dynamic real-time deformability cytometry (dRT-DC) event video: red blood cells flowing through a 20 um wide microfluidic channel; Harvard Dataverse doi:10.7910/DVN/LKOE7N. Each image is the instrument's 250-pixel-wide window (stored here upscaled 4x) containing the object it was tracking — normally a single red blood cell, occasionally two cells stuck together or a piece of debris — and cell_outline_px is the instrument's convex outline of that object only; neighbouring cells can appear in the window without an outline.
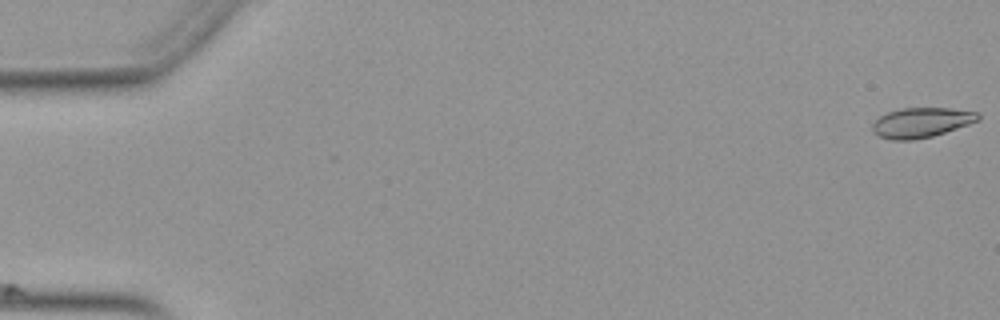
{"species": "Egyptian fruit bat (a non-hibernating species)", "species_latin": "Rousettus aegyptiacus", "temperature_condition": "warm", "stored_images_in_passage": 34, "camera_frame_rate_fps": 3000, "um_per_image_px": 0.085, "animal": {"sex": "female"}, "frame": {"image": 1, "passage_image": 1, "time_ms": 0.0, "image_size_px": [1000, 320], "cell_outline_px": [[980, 120], [932, 136], [912, 140], [892, 140], [880, 136], [872, 132], [872, 124], [880, 116], [888, 112], [900, 108], [948, 108], [976, 112], [980, 116]], "centroid_in_image_um": [78.28, 10.41], "position_along_channel_um": 6.7, "area_um2": 18.21}}
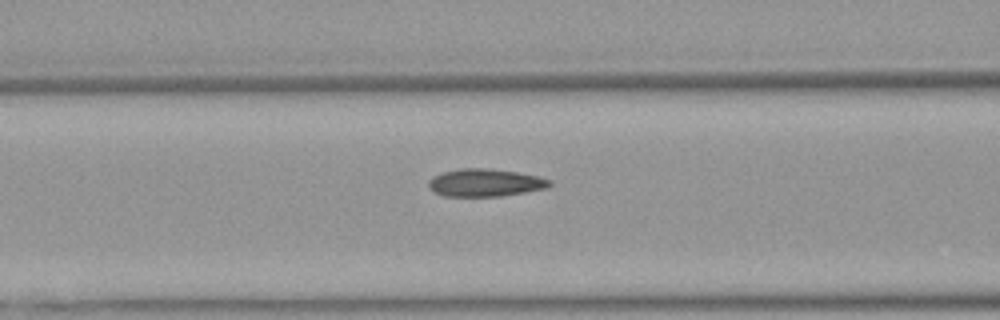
{"frame": {"image": 2, "passage_image": 22, "time_ms": 7.0, "image_size_px": [1000, 320], "cell_outline_px": [[552, 184], [548, 188], [500, 196], [444, 196], [428, 188], [428, 180], [432, 176], [444, 172], [464, 168], [488, 168], [516, 172], [536, 176], [552, 180]], "centroid_in_image_um": [41.23, 15.53], "position_along_channel_um": 125.4, "area_um2": 19.42}}
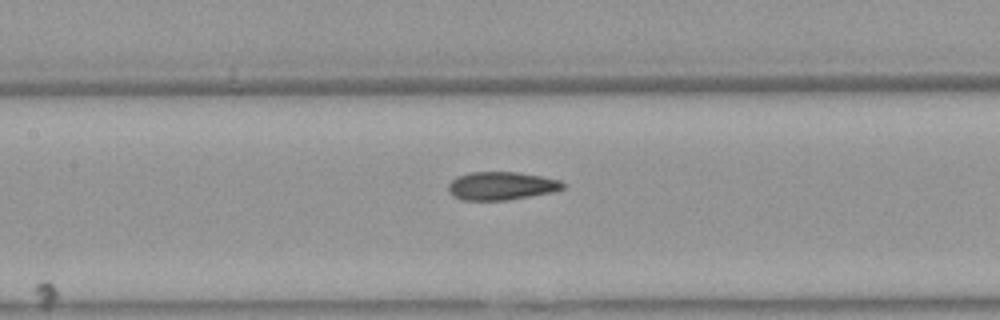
{"frame": {"image": 3, "passage_image": 25, "time_ms": 8.0, "image_size_px": [1000, 320], "cell_outline_px": [[564, 188], [556, 192], [508, 200], [460, 200], [452, 196], [448, 192], [448, 184], [456, 176], [472, 172], [516, 172], [540, 176], [560, 180], [564, 184]], "centroid_in_image_um": [42.6, 15.81], "position_along_channel_um": 164.8, "area_um2": 19.02}}